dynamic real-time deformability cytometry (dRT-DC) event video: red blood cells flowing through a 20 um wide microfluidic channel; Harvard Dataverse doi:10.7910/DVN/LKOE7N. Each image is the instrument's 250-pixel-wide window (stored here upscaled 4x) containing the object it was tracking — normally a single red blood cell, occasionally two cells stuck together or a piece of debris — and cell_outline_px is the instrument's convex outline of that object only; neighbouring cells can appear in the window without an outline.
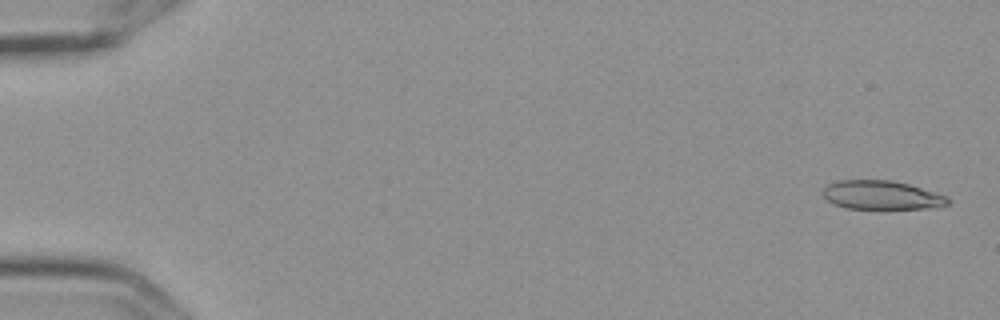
{"species": "Egyptian fruit bat (a non-hibernating species)", "species_latin": "Rousettus aegyptiacus", "temperature_condition": "cold", "stored_images_in_passage": 5, "camera_frame_rate_fps": 3000, "um_per_image_px": 0.085, "frame": {"image": 1, "passage_image": 1, "time_ms": 0.0, "image_size_px": [1000, 320], "cell_outline_px": [[952, 200], [948, 204], [924, 208], [844, 208], [832, 204], [824, 196], [824, 188], [828, 184], [840, 180], [892, 180], [908, 184], [948, 196]], "centroid_in_image_um": [74.93, 16.58], "position_along_channel_um": 10.1, "area_um2": 20.75}}